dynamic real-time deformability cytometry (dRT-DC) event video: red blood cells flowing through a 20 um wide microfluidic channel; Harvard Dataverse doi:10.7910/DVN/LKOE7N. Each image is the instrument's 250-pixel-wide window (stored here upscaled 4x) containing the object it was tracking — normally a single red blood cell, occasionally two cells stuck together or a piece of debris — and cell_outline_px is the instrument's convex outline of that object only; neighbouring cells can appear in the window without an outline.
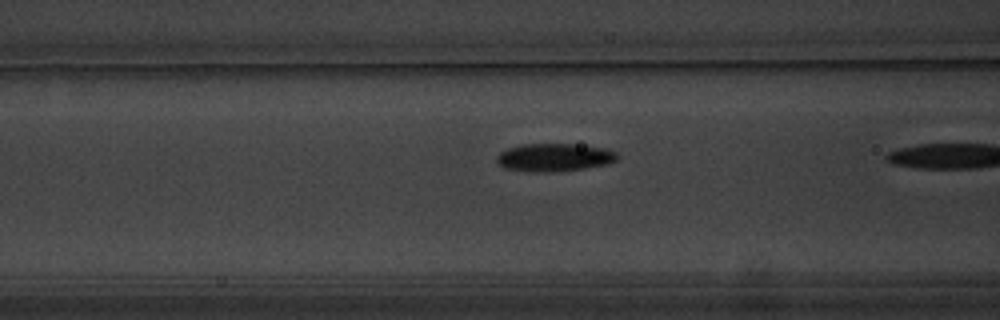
{"species": "common noctule bat (a hibernating species)", "species_latin": "Nyctalus noctula", "temperature_condition": "warm", "stored_images_in_passage": 22, "camera_frame_rate_fps": 3000, "um_per_image_px": 0.085, "animal": {"sex": "male", "body_mass_g": 20.1, "forearm_length_mm": 53.5}, "frame": {"image": 1, "passage_image": 21, "time_ms": 6.667, "image_size_px": [1000, 320], "cell_outline_px": [[620, 156], [616, 160], [608, 164], [584, 168], [552, 172], [532, 172], [504, 168], [496, 164], [496, 156], [500, 152], [508, 148], [524, 144], [572, 144], [604, 148], [616, 152]], "centroid_in_image_um": [47.09, 13.38], "position_along_channel_um": 119.5, "area_um2": 19.71}}